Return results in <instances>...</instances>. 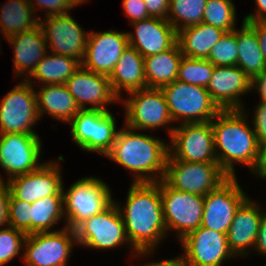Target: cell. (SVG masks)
I'll return each instance as SVG.
<instances>
[{"label":"cell","mask_w":266,"mask_h":266,"mask_svg":"<svg viewBox=\"0 0 266 266\" xmlns=\"http://www.w3.org/2000/svg\"><path fill=\"white\" fill-rule=\"evenodd\" d=\"M59 164L54 160L43 162L37 170L6 180L10 193L28 203L50 195H63L62 168Z\"/></svg>","instance_id":"cell-18"},{"label":"cell","mask_w":266,"mask_h":266,"mask_svg":"<svg viewBox=\"0 0 266 266\" xmlns=\"http://www.w3.org/2000/svg\"><path fill=\"white\" fill-rule=\"evenodd\" d=\"M254 114L252 123L253 130L256 135L257 141H261L266 139V103L265 102H259L255 106V110L253 112Z\"/></svg>","instance_id":"cell-41"},{"label":"cell","mask_w":266,"mask_h":266,"mask_svg":"<svg viewBox=\"0 0 266 266\" xmlns=\"http://www.w3.org/2000/svg\"><path fill=\"white\" fill-rule=\"evenodd\" d=\"M70 13L45 16V19H39V25L50 52L81 62L85 55L89 32L81 28Z\"/></svg>","instance_id":"cell-15"},{"label":"cell","mask_w":266,"mask_h":266,"mask_svg":"<svg viewBox=\"0 0 266 266\" xmlns=\"http://www.w3.org/2000/svg\"><path fill=\"white\" fill-rule=\"evenodd\" d=\"M160 192L168 233L174 230L180 241L188 233L201 226L204 196L175 190L163 179L160 180Z\"/></svg>","instance_id":"cell-12"},{"label":"cell","mask_w":266,"mask_h":266,"mask_svg":"<svg viewBox=\"0 0 266 266\" xmlns=\"http://www.w3.org/2000/svg\"><path fill=\"white\" fill-rule=\"evenodd\" d=\"M140 266V265H139ZM141 266H187L181 255L175 258L165 259L161 261L149 262Z\"/></svg>","instance_id":"cell-49"},{"label":"cell","mask_w":266,"mask_h":266,"mask_svg":"<svg viewBox=\"0 0 266 266\" xmlns=\"http://www.w3.org/2000/svg\"><path fill=\"white\" fill-rule=\"evenodd\" d=\"M237 177H229L204 196L201 226L227 234L239 206L248 198Z\"/></svg>","instance_id":"cell-14"},{"label":"cell","mask_w":266,"mask_h":266,"mask_svg":"<svg viewBox=\"0 0 266 266\" xmlns=\"http://www.w3.org/2000/svg\"><path fill=\"white\" fill-rule=\"evenodd\" d=\"M88 0H73V2L76 4V6L78 7V5H81L85 2H87Z\"/></svg>","instance_id":"cell-50"},{"label":"cell","mask_w":266,"mask_h":266,"mask_svg":"<svg viewBox=\"0 0 266 266\" xmlns=\"http://www.w3.org/2000/svg\"><path fill=\"white\" fill-rule=\"evenodd\" d=\"M0 32L4 39L39 25L40 17L35 15L27 0H7L0 8Z\"/></svg>","instance_id":"cell-30"},{"label":"cell","mask_w":266,"mask_h":266,"mask_svg":"<svg viewBox=\"0 0 266 266\" xmlns=\"http://www.w3.org/2000/svg\"><path fill=\"white\" fill-rule=\"evenodd\" d=\"M150 17L167 20L169 16L170 0H144Z\"/></svg>","instance_id":"cell-43"},{"label":"cell","mask_w":266,"mask_h":266,"mask_svg":"<svg viewBox=\"0 0 266 266\" xmlns=\"http://www.w3.org/2000/svg\"><path fill=\"white\" fill-rule=\"evenodd\" d=\"M74 244L75 230L69 227L27 234L22 260L27 266H68Z\"/></svg>","instance_id":"cell-10"},{"label":"cell","mask_w":266,"mask_h":266,"mask_svg":"<svg viewBox=\"0 0 266 266\" xmlns=\"http://www.w3.org/2000/svg\"><path fill=\"white\" fill-rule=\"evenodd\" d=\"M115 119L110 110H79L68 123L71 138L80 149L106 156L119 131Z\"/></svg>","instance_id":"cell-7"},{"label":"cell","mask_w":266,"mask_h":266,"mask_svg":"<svg viewBox=\"0 0 266 266\" xmlns=\"http://www.w3.org/2000/svg\"><path fill=\"white\" fill-rule=\"evenodd\" d=\"M252 80L236 66H214L206 87L220 110H243L241 97L250 91Z\"/></svg>","instance_id":"cell-21"},{"label":"cell","mask_w":266,"mask_h":266,"mask_svg":"<svg viewBox=\"0 0 266 266\" xmlns=\"http://www.w3.org/2000/svg\"><path fill=\"white\" fill-rule=\"evenodd\" d=\"M113 93L121 99L123 90L130 93L146 88L144 57L128 45L109 76Z\"/></svg>","instance_id":"cell-25"},{"label":"cell","mask_w":266,"mask_h":266,"mask_svg":"<svg viewBox=\"0 0 266 266\" xmlns=\"http://www.w3.org/2000/svg\"><path fill=\"white\" fill-rule=\"evenodd\" d=\"M127 94L129 98H121L119 102L125 105L124 125L128 128L144 132L174 123L161 89L144 88Z\"/></svg>","instance_id":"cell-11"},{"label":"cell","mask_w":266,"mask_h":266,"mask_svg":"<svg viewBox=\"0 0 266 266\" xmlns=\"http://www.w3.org/2000/svg\"><path fill=\"white\" fill-rule=\"evenodd\" d=\"M206 0H170L167 21L176 32L202 22Z\"/></svg>","instance_id":"cell-33"},{"label":"cell","mask_w":266,"mask_h":266,"mask_svg":"<svg viewBox=\"0 0 266 266\" xmlns=\"http://www.w3.org/2000/svg\"><path fill=\"white\" fill-rule=\"evenodd\" d=\"M261 204L247 198L237 209L227 233L228 246L235 257H246L254 249L259 225L266 213L260 209Z\"/></svg>","instance_id":"cell-22"},{"label":"cell","mask_w":266,"mask_h":266,"mask_svg":"<svg viewBox=\"0 0 266 266\" xmlns=\"http://www.w3.org/2000/svg\"><path fill=\"white\" fill-rule=\"evenodd\" d=\"M6 41L13 48L14 73L17 77L25 74L27 77H24L23 80L33 73L37 64L49 51L40 25L14 35L6 39Z\"/></svg>","instance_id":"cell-24"},{"label":"cell","mask_w":266,"mask_h":266,"mask_svg":"<svg viewBox=\"0 0 266 266\" xmlns=\"http://www.w3.org/2000/svg\"><path fill=\"white\" fill-rule=\"evenodd\" d=\"M65 85L80 110L109 111L107 109L109 104L120 101L113 93L109 76L92 72L82 66L66 81Z\"/></svg>","instance_id":"cell-20"},{"label":"cell","mask_w":266,"mask_h":266,"mask_svg":"<svg viewBox=\"0 0 266 266\" xmlns=\"http://www.w3.org/2000/svg\"><path fill=\"white\" fill-rule=\"evenodd\" d=\"M232 0H206L202 22L226 32L236 29V9Z\"/></svg>","instance_id":"cell-34"},{"label":"cell","mask_w":266,"mask_h":266,"mask_svg":"<svg viewBox=\"0 0 266 266\" xmlns=\"http://www.w3.org/2000/svg\"><path fill=\"white\" fill-rule=\"evenodd\" d=\"M244 22H246L255 31L266 65V21H244Z\"/></svg>","instance_id":"cell-44"},{"label":"cell","mask_w":266,"mask_h":266,"mask_svg":"<svg viewBox=\"0 0 266 266\" xmlns=\"http://www.w3.org/2000/svg\"><path fill=\"white\" fill-rule=\"evenodd\" d=\"M132 25L134 33L127 32L129 45L144 58L166 51L177 42L175 28L165 19L150 17Z\"/></svg>","instance_id":"cell-23"},{"label":"cell","mask_w":266,"mask_h":266,"mask_svg":"<svg viewBox=\"0 0 266 266\" xmlns=\"http://www.w3.org/2000/svg\"><path fill=\"white\" fill-rule=\"evenodd\" d=\"M245 111L221 110L211 120L216 157L229 177H237L236 163L248 166L252 173L258 158L259 142Z\"/></svg>","instance_id":"cell-2"},{"label":"cell","mask_w":266,"mask_h":266,"mask_svg":"<svg viewBox=\"0 0 266 266\" xmlns=\"http://www.w3.org/2000/svg\"><path fill=\"white\" fill-rule=\"evenodd\" d=\"M187 266H222L235 256L228 246L227 234L200 226L180 240Z\"/></svg>","instance_id":"cell-16"},{"label":"cell","mask_w":266,"mask_h":266,"mask_svg":"<svg viewBox=\"0 0 266 266\" xmlns=\"http://www.w3.org/2000/svg\"><path fill=\"white\" fill-rule=\"evenodd\" d=\"M251 89L258 91L257 93L260 96L259 102L266 103V69L260 75L255 76L252 79Z\"/></svg>","instance_id":"cell-47"},{"label":"cell","mask_w":266,"mask_h":266,"mask_svg":"<svg viewBox=\"0 0 266 266\" xmlns=\"http://www.w3.org/2000/svg\"><path fill=\"white\" fill-rule=\"evenodd\" d=\"M169 154L176 160L194 163H218L211 121L170 126Z\"/></svg>","instance_id":"cell-9"},{"label":"cell","mask_w":266,"mask_h":266,"mask_svg":"<svg viewBox=\"0 0 266 266\" xmlns=\"http://www.w3.org/2000/svg\"><path fill=\"white\" fill-rule=\"evenodd\" d=\"M10 188L6 181L0 176V228L8 226V210Z\"/></svg>","instance_id":"cell-42"},{"label":"cell","mask_w":266,"mask_h":266,"mask_svg":"<svg viewBox=\"0 0 266 266\" xmlns=\"http://www.w3.org/2000/svg\"><path fill=\"white\" fill-rule=\"evenodd\" d=\"M237 28V66L252 80L266 69L264 56L255 31L244 21Z\"/></svg>","instance_id":"cell-31"},{"label":"cell","mask_w":266,"mask_h":266,"mask_svg":"<svg viewBox=\"0 0 266 266\" xmlns=\"http://www.w3.org/2000/svg\"><path fill=\"white\" fill-rule=\"evenodd\" d=\"M225 33L218 27L201 22L177 31V44L183 56L207 59L212 47Z\"/></svg>","instance_id":"cell-27"},{"label":"cell","mask_w":266,"mask_h":266,"mask_svg":"<svg viewBox=\"0 0 266 266\" xmlns=\"http://www.w3.org/2000/svg\"><path fill=\"white\" fill-rule=\"evenodd\" d=\"M80 66L81 62L78 59L47 52L33 73L25 80L32 85L34 79L42 85L65 84Z\"/></svg>","instance_id":"cell-29"},{"label":"cell","mask_w":266,"mask_h":266,"mask_svg":"<svg viewBox=\"0 0 266 266\" xmlns=\"http://www.w3.org/2000/svg\"><path fill=\"white\" fill-rule=\"evenodd\" d=\"M64 187V227L70 229H75L85 219L104 211L114 201L107 183L94 176L80 178L67 191Z\"/></svg>","instance_id":"cell-5"},{"label":"cell","mask_w":266,"mask_h":266,"mask_svg":"<svg viewBox=\"0 0 266 266\" xmlns=\"http://www.w3.org/2000/svg\"><path fill=\"white\" fill-rule=\"evenodd\" d=\"M214 71V65L207 59L183 56L178 69L177 80L206 88Z\"/></svg>","instance_id":"cell-35"},{"label":"cell","mask_w":266,"mask_h":266,"mask_svg":"<svg viewBox=\"0 0 266 266\" xmlns=\"http://www.w3.org/2000/svg\"><path fill=\"white\" fill-rule=\"evenodd\" d=\"M36 91L39 117L48 114L64 124H68L80 110L65 84H46Z\"/></svg>","instance_id":"cell-26"},{"label":"cell","mask_w":266,"mask_h":266,"mask_svg":"<svg viewBox=\"0 0 266 266\" xmlns=\"http://www.w3.org/2000/svg\"><path fill=\"white\" fill-rule=\"evenodd\" d=\"M168 154L169 145L163 140L124 125L105 157L134 173V183H141L164 179Z\"/></svg>","instance_id":"cell-3"},{"label":"cell","mask_w":266,"mask_h":266,"mask_svg":"<svg viewBox=\"0 0 266 266\" xmlns=\"http://www.w3.org/2000/svg\"><path fill=\"white\" fill-rule=\"evenodd\" d=\"M252 173L266 180V139L259 141L258 158Z\"/></svg>","instance_id":"cell-45"},{"label":"cell","mask_w":266,"mask_h":266,"mask_svg":"<svg viewBox=\"0 0 266 266\" xmlns=\"http://www.w3.org/2000/svg\"><path fill=\"white\" fill-rule=\"evenodd\" d=\"M129 45L127 32L90 31L81 66L95 73L110 76L122 52Z\"/></svg>","instance_id":"cell-19"},{"label":"cell","mask_w":266,"mask_h":266,"mask_svg":"<svg viewBox=\"0 0 266 266\" xmlns=\"http://www.w3.org/2000/svg\"><path fill=\"white\" fill-rule=\"evenodd\" d=\"M31 203L16 199L12 194L9 198L8 225L31 234Z\"/></svg>","instance_id":"cell-38"},{"label":"cell","mask_w":266,"mask_h":266,"mask_svg":"<svg viewBox=\"0 0 266 266\" xmlns=\"http://www.w3.org/2000/svg\"><path fill=\"white\" fill-rule=\"evenodd\" d=\"M125 206L116 203L126 235L137 252H154L168 236L159 182H132Z\"/></svg>","instance_id":"cell-1"},{"label":"cell","mask_w":266,"mask_h":266,"mask_svg":"<svg viewBox=\"0 0 266 266\" xmlns=\"http://www.w3.org/2000/svg\"><path fill=\"white\" fill-rule=\"evenodd\" d=\"M31 205V233L50 231L65 219L63 195L43 197Z\"/></svg>","instance_id":"cell-32"},{"label":"cell","mask_w":266,"mask_h":266,"mask_svg":"<svg viewBox=\"0 0 266 266\" xmlns=\"http://www.w3.org/2000/svg\"><path fill=\"white\" fill-rule=\"evenodd\" d=\"M183 55L177 42L168 50L144 58L146 88L161 89L177 80Z\"/></svg>","instance_id":"cell-28"},{"label":"cell","mask_w":266,"mask_h":266,"mask_svg":"<svg viewBox=\"0 0 266 266\" xmlns=\"http://www.w3.org/2000/svg\"><path fill=\"white\" fill-rule=\"evenodd\" d=\"M161 90L174 123L209 122L221 111L204 87L175 80Z\"/></svg>","instance_id":"cell-6"},{"label":"cell","mask_w":266,"mask_h":266,"mask_svg":"<svg viewBox=\"0 0 266 266\" xmlns=\"http://www.w3.org/2000/svg\"><path fill=\"white\" fill-rule=\"evenodd\" d=\"M33 8L35 14L41 9L44 11V15L52 16L58 14H64L69 12L74 7H77L73 0H27ZM36 1V2H35ZM36 3V7H35ZM45 9V10H44Z\"/></svg>","instance_id":"cell-39"},{"label":"cell","mask_w":266,"mask_h":266,"mask_svg":"<svg viewBox=\"0 0 266 266\" xmlns=\"http://www.w3.org/2000/svg\"><path fill=\"white\" fill-rule=\"evenodd\" d=\"M26 234L12 226L0 228V266L21 255Z\"/></svg>","instance_id":"cell-37"},{"label":"cell","mask_w":266,"mask_h":266,"mask_svg":"<svg viewBox=\"0 0 266 266\" xmlns=\"http://www.w3.org/2000/svg\"><path fill=\"white\" fill-rule=\"evenodd\" d=\"M0 102V134L19 133L38 135L32 130L40 120L37 97L33 86L21 80Z\"/></svg>","instance_id":"cell-13"},{"label":"cell","mask_w":266,"mask_h":266,"mask_svg":"<svg viewBox=\"0 0 266 266\" xmlns=\"http://www.w3.org/2000/svg\"><path fill=\"white\" fill-rule=\"evenodd\" d=\"M228 178L219 163L184 162L168 154L163 180L175 190L205 196Z\"/></svg>","instance_id":"cell-8"},{"label":"cell","mask_w":266,"mask_h":266,"mask_svg":"<svg viewBox=\"0 0 266 266\" xmlns=\"http://www.w3.org/2000/svg\"><path fill=\"white\" fill-rule=\"evenodd\" d=\"M238 57L237 29L226 32L212 47L207 60L214 66H236Z\"/></svg>","instance_id":"cell-36"},{"label":"cell","mask_w":266,"mask_h":266,"mask_svg":"<svg viewBox=\"0 0 266 266\" xmlns=\"http://www.w3.org/2000/svg\"><path fill=\"white\" fill-rule=\"evenodd\" d=\"M253 250L258 252V254L266 256V213L261 219L257 240Z\"/></svg>","instance_id":"cell-46"},{"label":"cell","mask_w":266,"mask_h":266,"mask_svg":"<svg viewBox=\"0 0 266 266\" xmlns=\"http://www.w3.org/2000/svg\"><path fill=\"white\" fill-rule=\"evenodd\" d=\"M122 6L131 24L150 18L144 0H123Z\"/></svg>","instance_id":"cell-40"},{"label":"cell","mask_w":266,"mask_h":266,"mask_svg":"<svg viewBox=\"0 0 266 266\" xmlns=\"http://www.w3.org/2000/svg\"><path fill=\"white\" fill-rule=\"evenodd\" d=\"M42 141L38 135L8 133L0 134V167L7 180L37 170L42 154Z\"/></svg>","instance_id":"cell-17"},{"label":"cell","mask_w":266,"mask_h":266,"mask_svg":"<svg viewBox=\"0 0 266 266\" xmlns=\"http://www.w3.org/2000/svg\"><path fill=\"white\" fill-rule=\"evenodd\" d=\"M256 10L243 18V21H266V0H255Z\"/></svg>","instance_id":"cell-48"},{"label":"cell","mask_w":266,"mask_h":266,"mask_svg":"<svg viewBox=\"0 0 266 266\" xmlns=\"http://www.w3.org/2000/svg\"><path fill=\"white\" fill-rule=\"evenodd\" d=\"M74 230L77 245H82L84 248L108 250L128 244L131 253L136 257L154 254V252H137L131 246L126 235L123 218L115 201L104 211L85 219Z\"/></svg>","instance_id":"cell-4"}]
</instances>
